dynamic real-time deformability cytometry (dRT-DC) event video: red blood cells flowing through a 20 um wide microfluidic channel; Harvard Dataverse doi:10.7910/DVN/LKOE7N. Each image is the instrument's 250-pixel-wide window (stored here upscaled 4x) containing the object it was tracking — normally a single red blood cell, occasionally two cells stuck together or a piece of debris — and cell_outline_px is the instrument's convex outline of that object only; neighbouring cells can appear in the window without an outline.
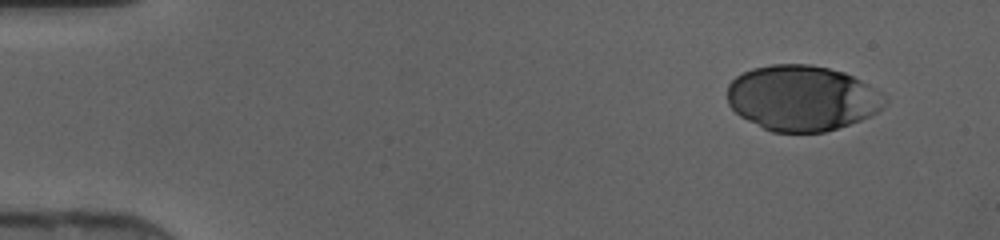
{"species": "human", "species_latin": "Homo sapiens", "temperature_condition": "cold", "stored_images_in_passage": 11, "camera_frame_rate_fps": 3000, "um_per_image_px": 0.085, "donor": {"sex": "female"}, "frame": {"image": 1, "passage_image": 1, "time_ms": 0.0, "image_size_px": [1000, 240], "cell_outline_px": [[888, 100], [876, 112], [860, 120], [824, 132], [772, 132], [740, 116], [728, 104], [728, 84], [736, 76], [752, 68], [772, 64], [812, 64], [844, 72], [868, 84], [880, 92]], "centroid_in_image_um": [68.15, 8.32], "position_along_channel_um": 16.8, "area_um2": 59.77}}
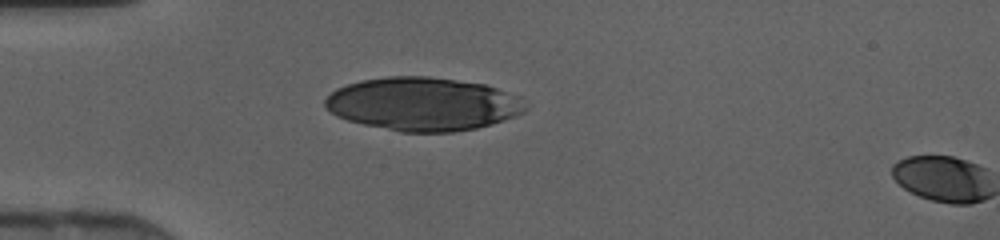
{"frame": {"image": 2, "passage_image": 10, "time_ms": 3.0, "image_size_px": [1000, 240], "cell_outline_px": [[528, 108], [524, 112], [516, 116], [492, 124], [476, 128], [452, 132], [400, 132], [364, 124], [348, 120], [336, 116], [324, 104], [324, 100], [336, 88], [360, 80], [388, 76], [428, 76], [484, 84], [508, 92], [516, 96]], "centroid_in_image_um": [35.94, 8.84], "position_along_channel_um": 49.1, "area_um2": 62.08}}